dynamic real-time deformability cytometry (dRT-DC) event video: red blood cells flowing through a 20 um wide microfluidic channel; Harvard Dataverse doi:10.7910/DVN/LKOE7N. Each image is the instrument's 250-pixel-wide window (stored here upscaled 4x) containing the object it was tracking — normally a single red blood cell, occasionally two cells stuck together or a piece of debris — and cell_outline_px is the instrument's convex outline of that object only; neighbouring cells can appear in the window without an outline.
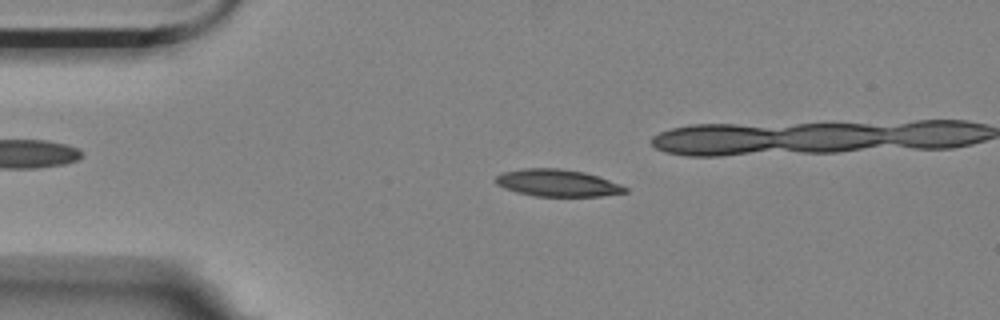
{"species": "Egyptian fruit bat (a non-hibernating species)", "species_latin": "Rousettus aegyptiacus", "temperature_condition": "room temperature", "stored_images_in_passage": 44, "camera_frame_rate_fps": 3000, "um_per_image_px": 0.085, "animal": {"sex": "female"}, "frame": {"image": 1, "passage_image": 11, "time_ms": 3.333, "image_size_px": [1000, 320], "cell_outline_px": [[628, 192], [600, 196], [536, 196], [516, 192], [504, 188], [496, 184], [496, 176], [504, 172], [524, 168], [560, 168], [584, 172], [620, 184], [628, 188]], "centroid_in_image_um": [47.37, 15.55], "position_along_channel_um": 37.6, "area_um2": 20.29}}
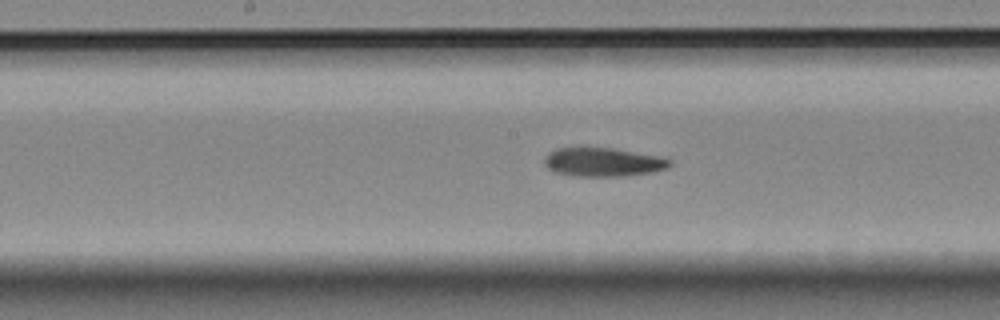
{"frame": {"image": 2, "passage_image": 27, "time_ms": 8.667, "image_size_px": [1000, 320], "cell_outline_px": [[672, 164], [668, 168], [652, 172], [624, 176], [572, 176], [556, 172], [548, 168], [544, 164], [544, 160], [556, 148], [580, 144], [612, 148], [660, 156], [672, 160]], "centroid_in_image_um": [51.25, 13.74], "position_along_channel_um": 197.0, "area_um2": 21.68}}
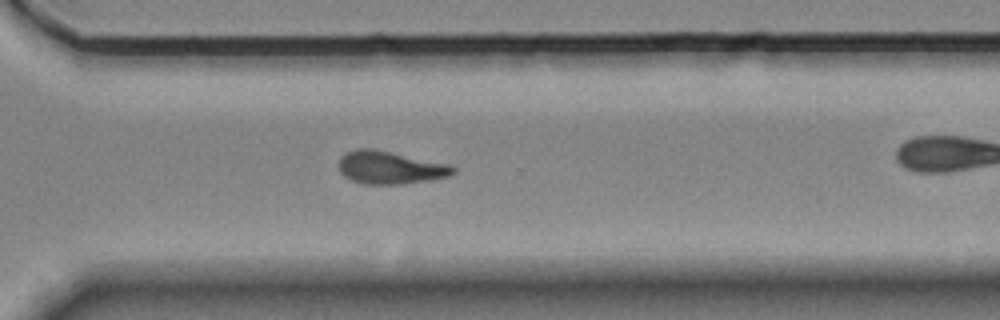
{"frame": {"image": 3, "passage_image": 39, "time_ms": 12.667, "image_size_px": [1000, 320], "cell_outline_px": [[456, 172], [448, 176], [400, 184], [364, 184], [352, 180], [344, 176], [340, 172], [340, 156], [344, 152], [356, 148], [372, 148], [448, 164], [456, 168]], "centroid_in_image_um": [33.11, 14.23], "position_along_channel_um": 337.5, "area_um2": 21.62}}